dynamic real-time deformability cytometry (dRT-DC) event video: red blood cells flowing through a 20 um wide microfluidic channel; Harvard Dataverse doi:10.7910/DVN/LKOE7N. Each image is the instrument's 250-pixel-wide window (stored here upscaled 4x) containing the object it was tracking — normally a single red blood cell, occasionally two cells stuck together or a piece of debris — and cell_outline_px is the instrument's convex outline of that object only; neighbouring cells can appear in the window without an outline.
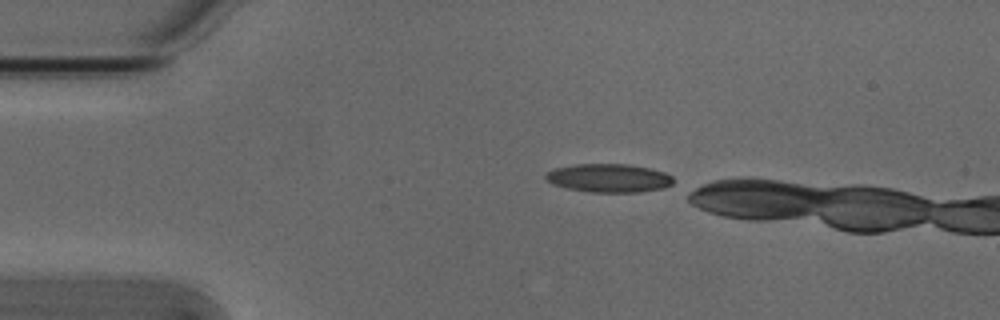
{"species": "Egyptian fruit bat (a non-hibernating species)", "species_latin": "Rousettus aegyptiacus", "temperature_condition": "cold", "stored_images_in_passage": 6, "camera_frame_rate_fps": 3000, "um_per_image_px": 0.085, "animal": {"sex": "male"}, "frame": {"image": 1, "passage_image": 1, "time_ms": 0.0, "image_size_px": [1000, 320], "cell_outline_px": [[672, 184], [664, 188], [640, 192], [588, 192], [564, 188], [552, 184], [544, 176], [548, 172], [556, 168], [576, 164], [628, 164], [648, 168], [664, 172], [672, 176]], "centroid_in_image_um": [51.74, 15.14], "position_along_channel_um": 33.3, "area_um2": 21.15}}